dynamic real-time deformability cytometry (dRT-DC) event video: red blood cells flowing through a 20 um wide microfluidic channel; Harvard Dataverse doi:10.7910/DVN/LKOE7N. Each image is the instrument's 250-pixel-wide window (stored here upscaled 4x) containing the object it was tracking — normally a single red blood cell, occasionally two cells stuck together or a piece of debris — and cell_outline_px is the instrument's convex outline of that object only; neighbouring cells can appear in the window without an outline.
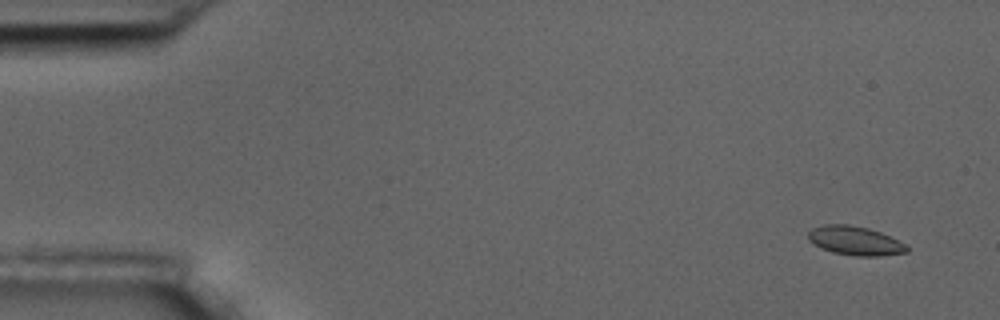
{"species": "common noctule bat (a hibernating species)", "species_latin": "Nyctalus noctula", "temperature_condition": "room temperature", "stored_images_in_passage": 16, "camera_frame_rate_fps": 3000, "um_per_image_px": 0.085, "animal": {"sex": "male", "body_mass_g": 17.5, "forearm_length_mm": 52.3}, "frame": {"image": 1, "passage_image": 4, "time_ms": 1.0, "image_size_px": [1000, 320], "cell_outline_px": [[908, 252], [880, 256], [852, 256], [832, 252], [820, 248], [812, 244], [808, 240], [808, 232], [812, 228], [824, 224], [848, 224], [868, 228], [880, 232], [904, 244], [908, 248]], "centroid_in_image_um": [72.62, 20.47], "position_along_channel_um": 12.4, "area_um2": 16.7}}